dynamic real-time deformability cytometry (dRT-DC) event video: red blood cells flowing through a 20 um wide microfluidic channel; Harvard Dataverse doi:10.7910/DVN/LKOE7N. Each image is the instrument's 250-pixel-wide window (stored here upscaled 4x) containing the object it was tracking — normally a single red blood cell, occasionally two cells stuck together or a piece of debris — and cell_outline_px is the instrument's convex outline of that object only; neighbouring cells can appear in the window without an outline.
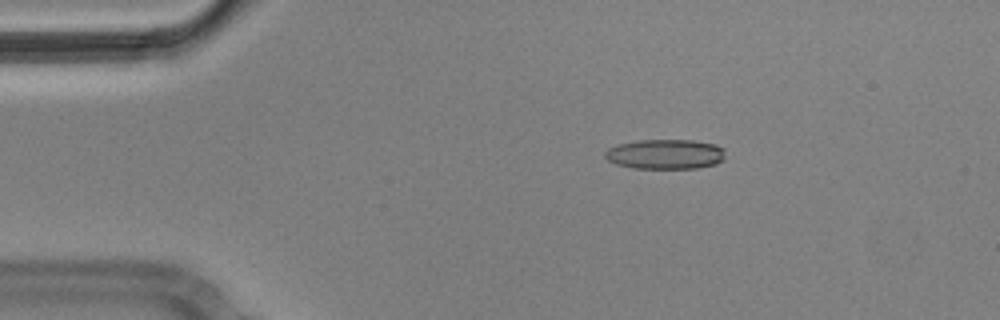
{"species": "Egyptian fruit bat (a non-hibernating species)", "species_latin": "Rousettus aegyptiacus", "temperature_condition": "cold", "stored_images_in_passage": 10, "camera_frame_rate_fps": 3000, "um_per_image_px": 0.085, "animal": {"sex": "male"}, "frame": {"image": 1, "passage_image": 2, "time_ms": 0.333, "image_size_px": [1000, 320], "cell_outline_px": [[724, 160], [716, 164], [696, 168], [632, 168], [616, 164], [608, 160], [604, 156], [604, 152], [608, 148], [616, 144], [636, 140], [692, 140], [716, 144], [724, 148]], "centroid_in_image_um": [56.54, 13.1], "position_along_channel_um": 28.5, "area_um2": 21.15}}
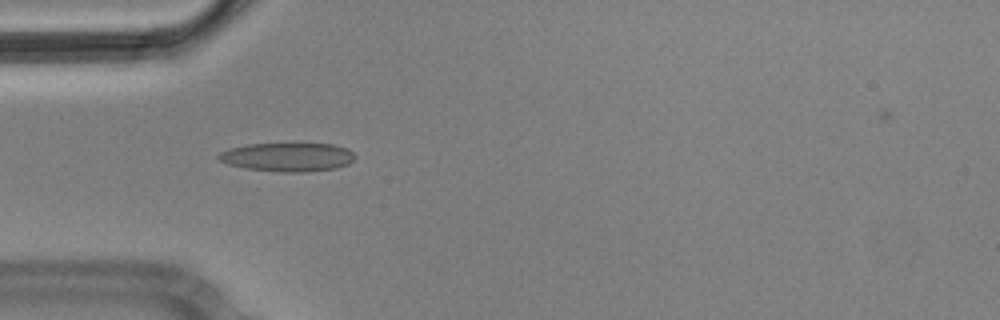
{"frame": {"image": 2, "passage_image": 4, "time_ms": 1.0, "image_size_px": [1000, 320], "cell_outline_px": [[356, 156], [348, 164], [336, 168], [304, 172], [284, 172], [244, 168], [228, 164], [220, 160], [216, 156], [220, 152], [232, 148], [248, 144], [300, 140], [332, 144], [348, 148]], "centroid_in_image_um": [24.48, 13.29], "position_along_channel_um": 60.5, "area_um2": 23.87}}
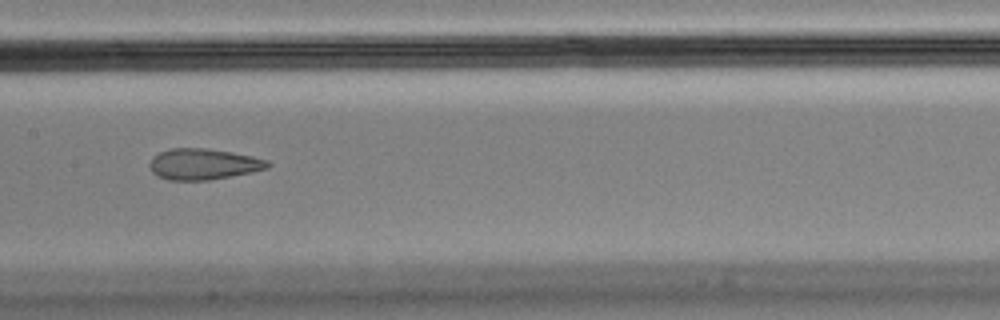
{"frame": {"image": 3, "passage_image": 7, "time_ms": 2.0, "image_size_px": [1000, 320], "cell_outline_px": [[272, 164], [268, 168], [252, 172], [232, 176], [208, 180], [168, 180], [156, 176], [152, 172], [148, 164], [152, 156], [160, 152], [172, 148], [208, 148], [232, 152], [252, 156], [268, 160]], "centroid_in_image_um": [17.28, 13.95], "position_along_channel_um": 190.1, "area_um2": 21.56}}